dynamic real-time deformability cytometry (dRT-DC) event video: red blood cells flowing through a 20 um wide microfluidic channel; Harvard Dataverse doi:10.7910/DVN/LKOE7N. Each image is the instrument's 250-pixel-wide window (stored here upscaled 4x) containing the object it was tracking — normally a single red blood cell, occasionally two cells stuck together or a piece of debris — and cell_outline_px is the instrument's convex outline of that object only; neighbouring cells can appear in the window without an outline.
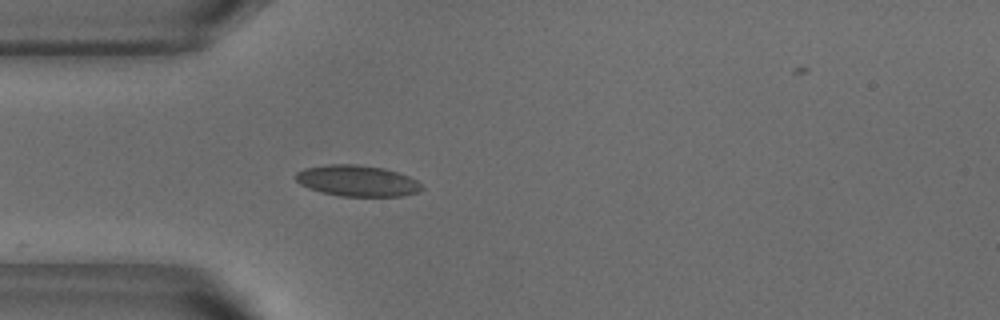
{"species": "common noctule bat (a hibernating species)", "species_latin": "Nyctalus noctula", "temperature_condition": "warm", "stored_images_in_passage": 4, "camera_frame_rate_fps": 3000, "um_per_image_px": 0.085, "animal": {"sex": "male", "body_mass_g": 18.8}, "frame": {"image": 1, "passage_image": 1, "time_ms": 0.0, "image_size_px": [1000, 320], "cell_outline_px": [[424, 188], [416, 192], [400, 196], [340, 196], [320, 192], [308, 188], [300, 184], [292, 176], [296, 172], [304, 168], [328, 164], [356, 164], [384, 168], [408, 176], [416, 180]], "centroid_in_image_um": [30.3, 15.36], "position_along_channel_um": 54.7, "area_um2": 22.89}}
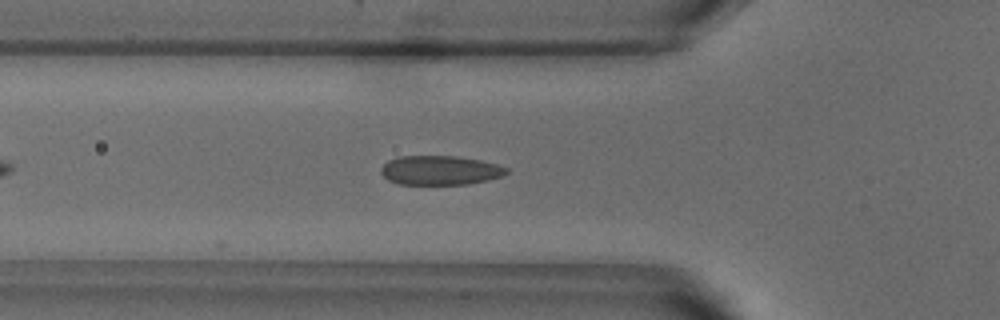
{"frame": {"image": 2, "passage_image": 4, "time_ms": 1.0, "image_size_px": [1000, 320], "cell_outline_px": [[508, 172], [504, 176], [488, 180], [468, 184], [400, 184], [388, 180], [380, 172], [380, 168], [388, 160], [396, 156], [456, 156], [480, 160], [496, 164], [508, 168]], "centroid_in_image_um": [37.4, 14.47], "position_along_channel_um": 88.4, "area_um2": 21.5}}